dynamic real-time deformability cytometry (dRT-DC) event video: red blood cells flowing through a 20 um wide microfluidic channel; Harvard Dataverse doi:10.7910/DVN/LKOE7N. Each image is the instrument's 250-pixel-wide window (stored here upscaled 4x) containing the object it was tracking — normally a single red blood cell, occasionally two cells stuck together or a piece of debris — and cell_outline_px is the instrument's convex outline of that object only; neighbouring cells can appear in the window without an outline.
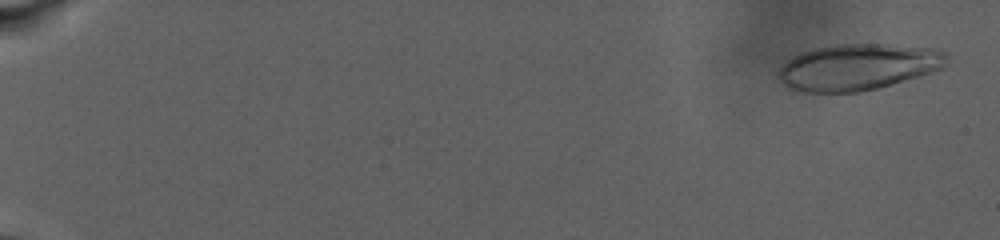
{"species": "human", "species_latin": "Homo sapiens", "temperature_condition": "warm", "stored_images_in_passage": 19, "camera_frame_rate_fps": 3000, "um_per_image_px": 0.085, "donor": {"sex": "male"}, "frame": {"image": 1, "passage_image": 3, "time_ms": 0.667, "image_size_px": [1000, 240], "cell_outline_px": [[948, 64], [944, 68], [920, 76], [876, 88], [860, 92], [804, 92], [788, 88], [780, 80], [780, 68], [788, 60], [800, 52], [832, 44], [884, 44], [936, 48], [944, 52], [948, 56]], "centroid_in_image_um": [72.98, 5.69], "position_along_channel_um": 12.0, "area_um2": 45.43}}